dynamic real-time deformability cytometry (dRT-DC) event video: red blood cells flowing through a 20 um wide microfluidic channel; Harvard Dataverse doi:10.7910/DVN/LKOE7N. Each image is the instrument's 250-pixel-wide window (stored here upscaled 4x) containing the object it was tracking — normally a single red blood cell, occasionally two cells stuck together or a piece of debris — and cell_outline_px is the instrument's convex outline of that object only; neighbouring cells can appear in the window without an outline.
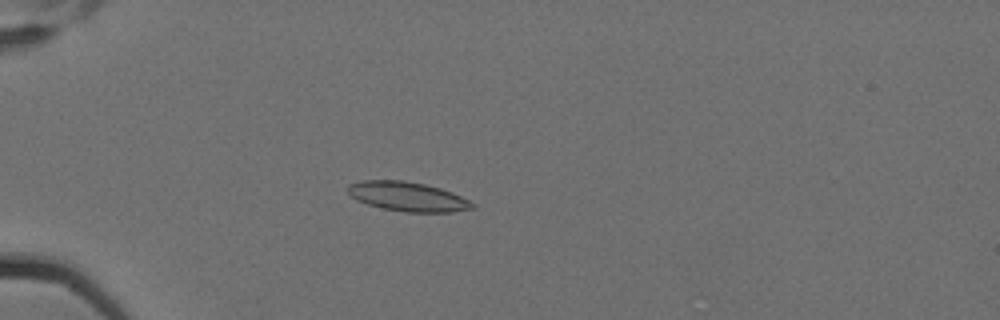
{"species": "Egyptian fruit bat (a non-hibernating species)", "species_latin": "Rousettus aegyptiacus", "temperature_condition": "cold", "stored_images_in_passage": 8, "camera_frame_rate_fps": 3000, "um_per_image_px": 0.085, "animal": {"sex": "female"}, "frame": {"image": 1, "passage_image": 5, "time_ms": 1.333, "image_size_px": [1000, 320], "cell_outline_px": [[476, 208], [452, 212], [408, 212], [384, 208], [368, 204], [356, 200], [348, 192], [348, 184], [360, 180], [404, 180], [424, 184], [440, 188], [452, 192], [476, 204]], "centroid_in_image_um": [34.66, 16.7], "position_along_channel_um": 50.3, "area_um2": 21.27}}
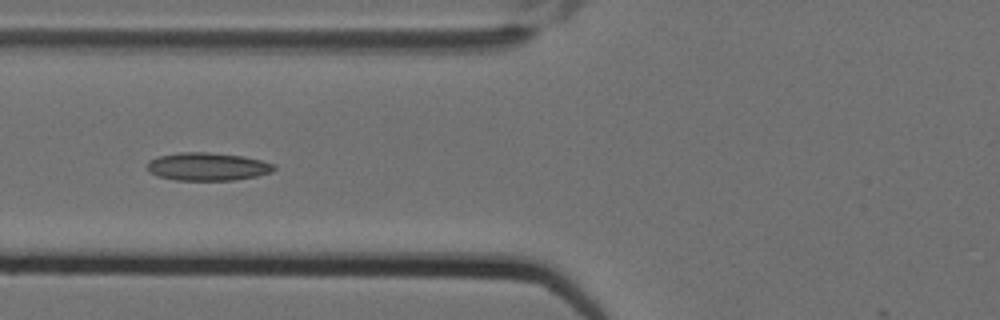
{"frame": {"image": 2, "passage_image": 7, "time_ms": 2.0, "image_size_px": [1000, 320], "cell_outline_px": [[276, 168], [272, 172], [256, 176], [232, 180], [176, 180], [156, 176], [148, 172], [148, 160], [156, 156], [180, 152], [208, 152], [244, 156], [276, 164]], "centroid_in_image_um": [17.62, 14.15], "position_along_channel_um": 108.2, "area_um2": 20.87}}
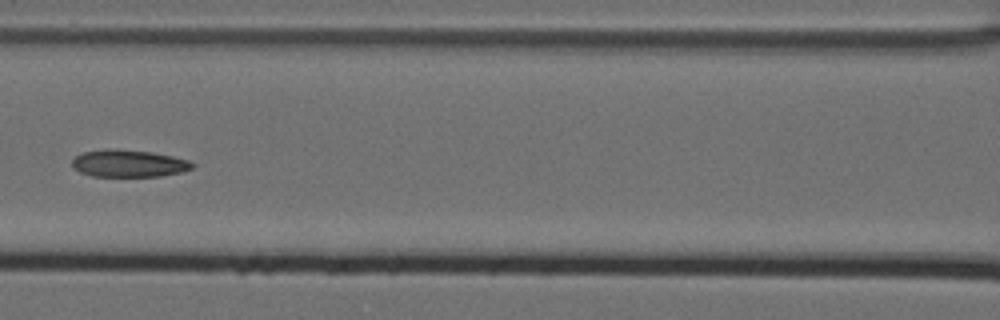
{"frame": {"image": 3, "passage_image": 8, "time_ms": 2.333, "image_size_px": [1000, 320], "cell_outline_px": [[196, 164], [192, 168], [180, 172], [160, 176], [92, 176], [80, 172], [72, 168], [72, 160], [76, 156], [84, 152], [104, 148], [116, 148], [152, 152], [172, 156], [188, 160]], "centroid_in_image_um": [10.91, 13.88], "position_along_channel_um": 155.7, "area_um2": 19.19}}